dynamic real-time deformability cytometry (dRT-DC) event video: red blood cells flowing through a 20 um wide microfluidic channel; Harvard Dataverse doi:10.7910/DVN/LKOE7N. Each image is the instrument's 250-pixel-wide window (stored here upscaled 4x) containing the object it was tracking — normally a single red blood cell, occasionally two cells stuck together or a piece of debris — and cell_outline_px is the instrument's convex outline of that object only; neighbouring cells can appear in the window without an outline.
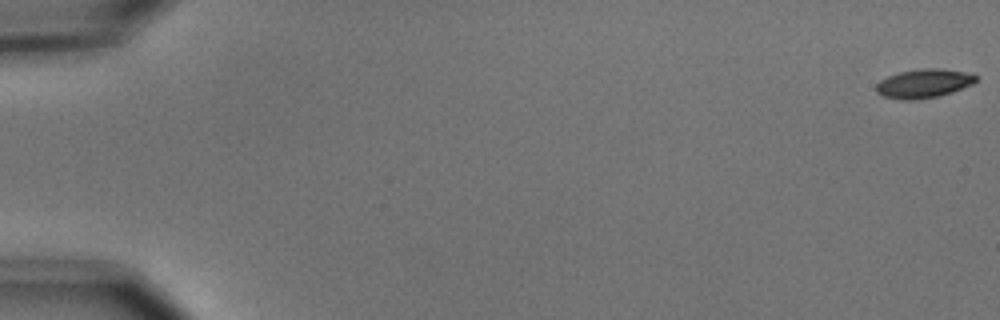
{"species": "common noctule bat (a hibernating species)", "species_latin": "Nyctalus noctula", "temperature_condition": "cold", "stored_images_in_passage": 56, "camera_frame_rate_fps": 3000, "um_per_image_px": 0.085, "animal": {"sex": "male", "body_mass_g": 15.6}, "frame": {"image": 1, "passage_image": 1, "time_ms": 0.0, "image_size_px": [1000, 320], "cell_outline_px": [[980, 76], [972, 84], [952, 92], [940, 96], [916, 100], [900, 100], [884, 96], [876, 92], [876, 84], [880, 80], [888, 76], [900, 72], [920, 68], [940, 68], [964, 72]], "centroid_in_image_um": [78.51, 7.1], "position_along_channel_um": 6.5, "area_um2": 16.88}}
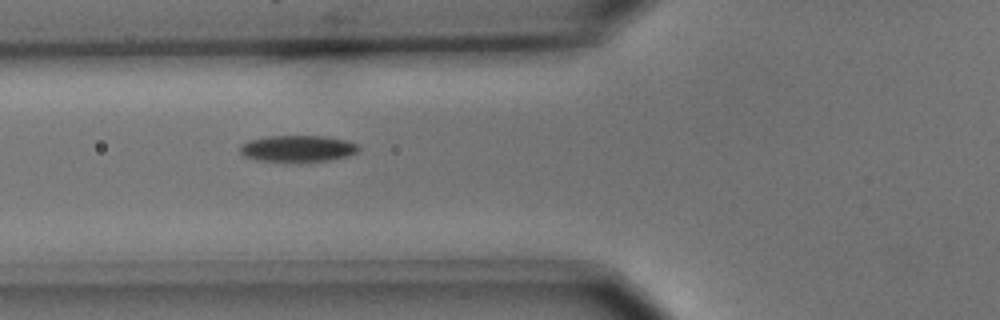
{"frame": {"image": 2, "passage_image": 22, "time_ms": 7.0, "image_size_px": [1000, 320], "cell_outline_px": [[360, 152], [348, 156], [332, 160], [256, 160], [244, 156], [240, 152], [240, 144], [248, 140], [268, 136], [324, 136], [348, 140], [360, 144]], "centroid_in_image_um": [25.37, 12.6], "position_along_channel_um": 100.4, "area_um2": 18.21}}
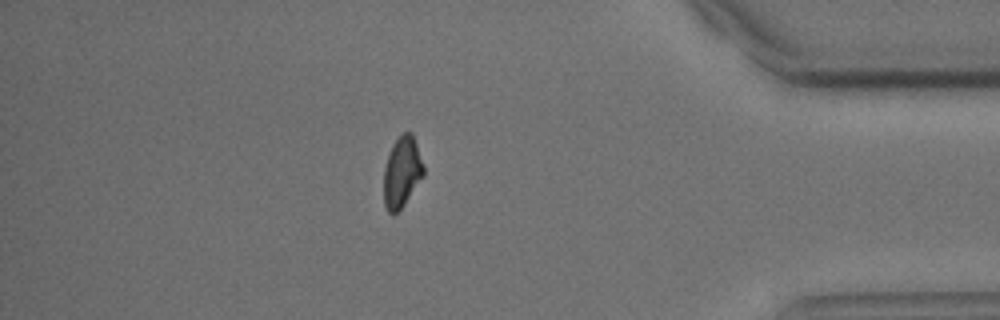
{"frame": {"image": 3, "passage_image": 49, "time_ms": 16.0, "image_size_px": [1000, 320], "cell_outline_px": [[424, 176], [404, 204], [392, 216], [388, 212], [384, 204], [384, 168], [392, 144], [404, 132], [412, 132], [424, 164]], "centroid_in_image_um": [34.17, 14.63], "position_along_channel_um": 401.0, "area_um2": 16.42}, "authors_computed_cell_mechanics": {"area_um2": 17.34, "velocity_mm_per_s": 3.6842, "shape_relaxation_time_tau1_ms": 2.0273, "shape_relaxation_time_tau2_ms": null, "deformation_change_tau1": 0.0968, "deformation_change_tau2": null}}